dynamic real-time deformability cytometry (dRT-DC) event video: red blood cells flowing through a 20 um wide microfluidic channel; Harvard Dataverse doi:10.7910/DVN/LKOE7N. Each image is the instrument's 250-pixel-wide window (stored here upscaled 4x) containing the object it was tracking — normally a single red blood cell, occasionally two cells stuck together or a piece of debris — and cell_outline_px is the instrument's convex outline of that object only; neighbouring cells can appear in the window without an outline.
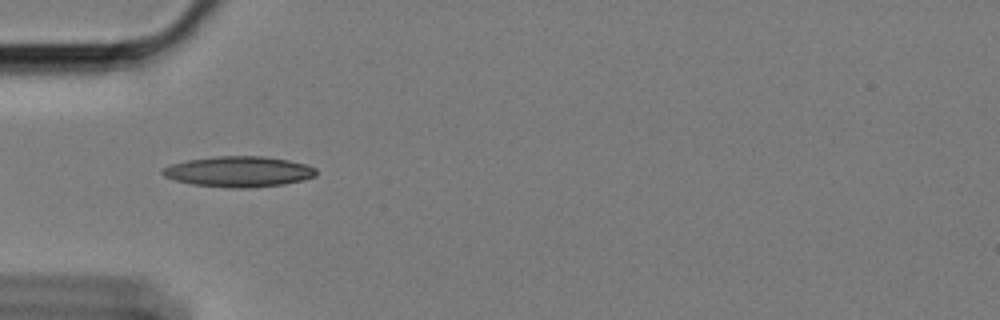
{"species": "Egyptian fruit bat (a non-hibernating species)", "species_latin": "Rousettus aegyptiacus", "temperature_condition": "cold", "stored_images_in_passage": 13, "camera_frame_rate_fps": 3000, "um_per_image_px": 0.085, "animal": {"sex": "female"}, "frame": {"image": 1, "passage_image": 3, "time_ms": 0.667, "image_size_px": [1000, 320], "cell_outline_px": [[316, 176], [284, 184], [248, 188], [232, 188], [192, 184], [176, 180], [164, 176], [160, 172], [164, 168], [172, 164], [188, 160], [216, 156], [264, 156], [288, 160], [308, 164], [316, 168]], "centroid_in_image_um": [20.32, 14.58], "position_along_channel_um": 64.7, "area_um2": 27.28}}
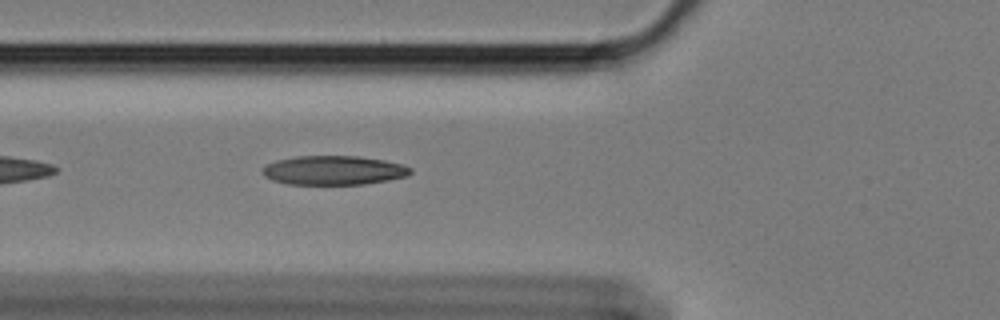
{"frame": {"image": 2, "passage_image": 6, "time_ms": 1.667, "image_size_px": [1000, 320], "cell_outline_px": [[412, 172], [408, 176], [388, 180], [360, 184], [288, 184], [272, 180], [264, 176], [260, 172], [260, 168], [276, 160], [296, 156], [360, 156], [384, 160], [400, 164], [412, 168]], "centroid_in_image_um": [28.33, 14.47], "position_along_channel_um": 97.5, "area_um2": 25.2}}
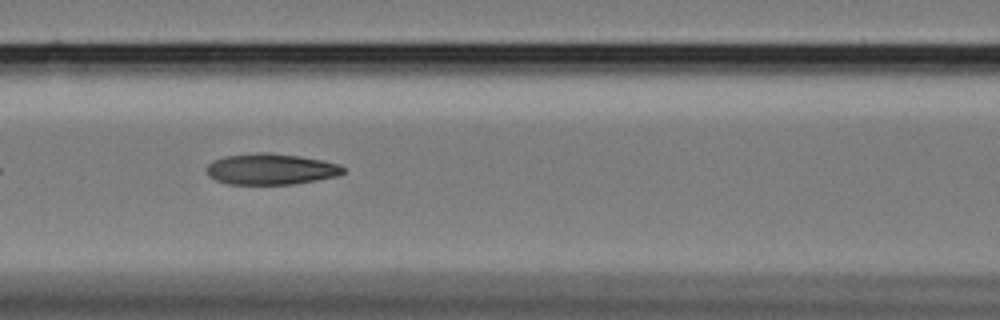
{"frame": {"image": 3, "passage_image": 10, "time_ms": 3.0, "image_size_px": [1000, 320], "cell_outline_px": [[344, 172], [336, 176], [316, 180], [292, 184], [228, 184], [216, 180], [208, 176], [208, 164], [212, 160], [224, 156], [260, 152], [268, 152], [300, 156], [340, 164], [344, 168]], "centroid_in_image_um": [23.0, 14.37], "position_along_channel_um": 143.6, "area_um2": 24.62}}